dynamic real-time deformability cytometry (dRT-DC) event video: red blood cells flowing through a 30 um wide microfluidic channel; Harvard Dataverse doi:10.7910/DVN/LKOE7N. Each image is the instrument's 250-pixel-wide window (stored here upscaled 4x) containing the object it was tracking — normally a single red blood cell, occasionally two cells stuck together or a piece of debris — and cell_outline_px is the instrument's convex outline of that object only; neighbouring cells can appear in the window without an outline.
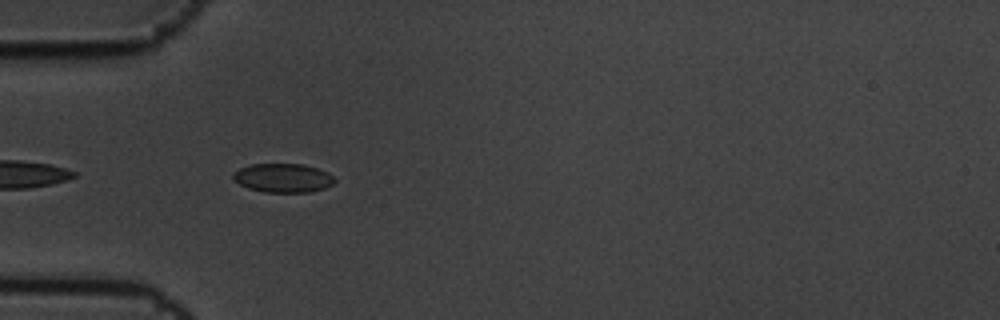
{"species": "common noctule bat (a hibernating species)", "species_latin": "Nyctalus noctula", "temperature_condition": "cold", "stored_images_in_passage": 6, "camera_frame_rate_fps": 3000, "um_per_image_px": 0.085, "animal": {"sex": "male", "body_mass_g": 19.5, "forearm_length_mm": 54.6}, "frame": {"image": 1, "passage_image": 5, "time_ms": 1.333, "image_size_px": [1000, 320], "cell_outline_px": [[336, 180], [332, 184], [324, 188], [312, 192], [264, 192], [248, 188], [240, 184], [232, 176], [232, 172], [240, 168], [252, 164], [304, 164], [328, 172]], "centroid_in_image_um": [24.06, 15.12], "position_along_channel_um": 60.9, "area_um2": 17.05}}
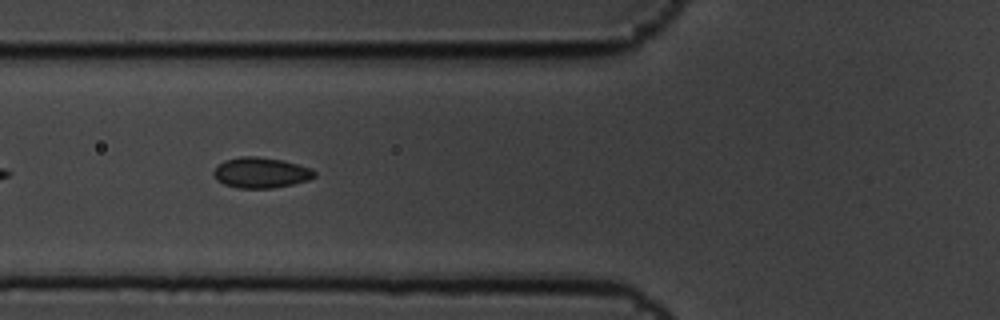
{"frame": {"image": 2, "passage_image": 6, "time_ms": 1.667, "image_size_px": [1000, 320], "cell_outline_px": [[316, 176], [308, 180], [292, 184], [272, 188], [236, 188], [224, 184], [216, 180], [212, 172], [224, 160], [240, 156], [256, 156], [284, 160], [312, 168], [316, 172]], "centroid_in_image_um": [22.18, 14.67], "position_along_channel_um": 103.6, "area_um2": 18.09}}